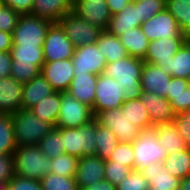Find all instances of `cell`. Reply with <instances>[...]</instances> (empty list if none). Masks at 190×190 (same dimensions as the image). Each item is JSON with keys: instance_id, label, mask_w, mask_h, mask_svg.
<instances>
[{"instance_id": "6da1fadb", "label": "cell", "mask_w": 190, "mask_h": 190, "mask_svg": "<svg viewBox=\"0 0 190 190\" xmlns=\"http://www.w3.org/2000/svg\"><path fill=\"white\" fill-rule=\"evenodd\" d=\"M143 64L142 59L128 55L123 59L107 63L103 74L118 82L125 100L138 99L142 93Z\"/></svg>"}, {"instance_id": "7a4b0ae2", "label": "cell", "mask_w": 190, "mask_h": 190, "mask_svg": "<svg viewBox=\"0 0 190 190\" xmlns=\"http://www.w3.org/2000/svg\"><path fill=\"white\" fill-rule=\"evenodd\" d=\"M11 76L22 84L31 81L41 73L44 64L43 46L13 45Z\"/></svg>"}, {"instance_id": "3957f363", "label": "cell", "mask_w": 190, "mask_h": 190, "mask_svg": "<svg viewBox=\"0 0 190 190\" xmlns=\"http://www.w3.org/2000/svg\"><path fill=\"white\" fill-rule=\"evenodd\" d=\"M13 155L15 173L20 177L40 180L50 173L51 159L38 145H19Z\"/></svg>"}, {"instance_id": "277c9868", "label": "cell", "mask_w": 190, "mask_h": 190, "mask_svg": "<svg viewBox=\"0 0 190 190\" xmlns=\"http://www.w3.org/2000/svg\"><path fill=\"white\" fill-rule=\"evenodd\" d=\"M16 145H38L54 126L38 118L31 109H19L12 114Z\"/></svg>"}, {"instance_id": "5b68a950", "label": "cell", "mask_w": 190, "mask_h": 190, "mask_svg": "<svg viewBox=\"0 0 190 190\" xmlns=\"http://www.w3.org/2000/svg\"><path fill=\"white\" fill-rule=\"evenodd\" d=\"M96 126L97 120L94 118L78 128H62V143L65 153L77 158L95 155L97 151Z\"/></svg>"}, {"instance_id": "8992f818", "label": "cell", "mask_w": 190, "mask_h": 190, "mask_svg": "<svg viewBox=\"0 0 190 190\" xmlns=\"http://www.w3.org/2000/svg\"><path fill=\"white\" fill-rule=\"evenodd\" d=\"M50 20L31 14L20 15L13 30V45L43 46Z\"/></svg>"}, {"instance_id": "52a82bcc", "label": "cell", "mask_w": 190, "mask_h": 190, "mask_svg": "<svg viewBox=\"0 0 190 190\" xmlns=\"http://www.w3.org/2000/svg\"><path fill=\"white\" fill-rule=\"evenodd\" d=\"M134 169L141 170L150 164L163 163L167 156L165 149L156 138V129L151 127L141 130L133 142Z\"/></svg>"}, {"instance_id": "ba28073f", "label": "cell", "mask_w": 190, "mask_h": 190, "mask_svg": "<svg viewBox=\"0 0 190 190\" xmlns=\"http://www.w3.org/2000/svg\"><path fill=\"white\" fill-rule=\"evenodd\" d=\"M57 23L75 48L96 43L103 31L100 27L84 20L73 10L63 16Z\"/></svg>"}, {"instance_id": "9c48e42d", "label": "cell", "mask_w": 190, "mask_h": 190, "mask_svg": "<svg viewBox=\"0 0 190 190\" xmlns=\"http://www.w3.org/2000/svg\"><path fill=\"white\" fill-rule=\"evenodd\" d=\"M56 128H78L94 119L92 107L61 92V105Z\"/></svg>"}, {"instance_id": "30bf717a", "label": "cell", "mask_w": 190, "mask_h": 190, "mask_svg": "<svg viewBox=\"0 0 190 190\" xmlns=\"http://www.w3.org/2000/svg\"><path fill=\"white\" fill-rule=\"evenodd\" d=\"M94 118L98 124L110 129L119 142L133 143L141 133V129L122 112L121 107L98 112Z\"/></svg>"}, {"instance_id": "8fae6325", "label": "cell", "mask_w": 190, "mask_h": 190, "mask_svg": "<svg viewBox=\"0 0 190 190\" xmlns=\"http://www.w3.org/2000/svg\"><path fill=\"white\" fill-rule=\"evenodd\" d=\"M124 101L123 91H121L118 82L103 73L98 75L92 108L94 116L101 111L119 108Z\"/></svg>"}, {"instance_id": "7c38bea8", "label": "cell", "mask_w": 190, "mask_h": 190, "mask_svg": "<svg viewBox=\"0 0 190 190\" xmlns=\"http://www.w3.org/2000/svg\"><path fill=\"white\" fill-rule=\"evenodd\" d=\"M74 50L73 43L65 35L61 26L58 23H53L47 31L43 44L44 61L52 62L71 59Z\"/></svg>"}, {"instance_id": "4fadbf2b", "label": "cell", "mask_w": 190, "mask_h": 190, "mask_svg": "<svg viewBox=\"0 0 190 190\" xmlns=\"http://www.w3.org/2000/svg\"><path fill=\"white\" fill-rule=\"evenodd\" d=\"M149 41L169 37H188L178 27L175 18L165 8L140 25Z\"/></svg>"}, {"instance_id": "5bb4252c", "label": "cell", "mask_w": 190, "mask_h": 190, "mask_svg": "<svg viewBox=\"0 0 190 190\" xmlns=\"http://www.w3.org/2000/svg\"><path fill=\"white\" fill-rule=\"evenodd\" d=\"M74 73L100 75L104 72L107 61L97 47V43L75 48L71 58Z\"/></svg>"}, {"instance_id": "9a60e30c", "label": "cell", "mask_w": 190, "mask_h": 190, "mask_svg": "<svg viewBox=\"0 0 190 190\" xmlns=\"http://www.w3.org/2000/svg\"><path fill=\"white\" fill-rule=\"evenodd\" d=\"M189 37H169L151 41L143 59L155 66H166L171 56H174Z\"/></svg>"}, {"instance_id": "2e32d148", "label": "cell", "mask_w": 190, "mask_h": 190, "mask_svg": "<svg viewBox=\"0 0 190 190\" xmlns=\"http://www.w3.org/2000/svg\"><path fill=\"white\" fill-rule=\"evenodd\" d=\"M71 59L44 62L41 73L55 91L66 92L74 77Z\"/></svg>"}, {"instance_id": "e0dca14e", "label": "cell", "mask_w": 190, "mask_h": 190, "mask_svg": "<svg viewBox=\"0 0 190 190\" xmlns=\"http://www.w3.org/2000/svg\"><path fill=\"white\" fill-rule=\"evenodd\" d=\"M105 160L96 155H87L79 158L76 172V183L79 190L92 186L95 182L104 180Z\"/></svg>"}, {"instance_id": "ac0fdd59", "label": "cell", "mask_w": 190, "mask_h": 190, "mask_svg": "<svg viewBox=\"0 0 190 190\" xmlns=\"http://www.w3.org/2000/svg\"><path fill=\"white\" fill-rule=\"evenodd\" d=\"M73 11L103 30L107 29L111 18L106 0H78L73 5Z\"/></svg>"}, {"instance_id": "d6986e66", "label": "cell", "mask_w": 190, "mask_h": 190, "mask_svg": "<svg viewBox=\"0 0 190 190\" xmlns=\"http://www.w3.org/2000/svg\"><path fill=\"white\" fill-rule=\"evenodd\" d=\"M140 100L148 110L153 126L171 123L176 118L177 114L167 98L142 91Z\"/></svg>"}, {"instance_id": "ffe728a7", "label": "cell", "mask_w": 190, "mask_h": 190, "mask_svg": "<svg viewBox=\"0 0 190 190\" xmlns=\"http://www.w3.org/2000/svg\"><path fill=\"white\" fill-rule=\"evenodd\" d=\"M23 84L13 76L0 79V114H14L22 108Z\"/></svg>"}, {"instance_id": "44dd1931", "label": "cell", "mask_w": 190, "mask_h": 190, "mask_svg": "<svg viewBox=\"0 0 190 190\" xmlns=\"http://www.w3.org/2000/svg\"><path fill=\"white\" fill-rule=\"evenodd\" d=\"M171 77L161 67L144 62L141 75L142 91L167 98Z\"/></svg>"}, {"instance_id": "7402d4cb", "label": "cell", "mask_w": 190, "mask_h": 190, "mask_svg": "<svg viewBox=\"0 0 190 190\" xmlns=\"http://www.w3.org/2000/svg\"><path fill=\"white\" fill-rule=\"evenodd\" d=\"M141 24L139 0H132L122 11L111 15L106 30L119 37L129 29L140 27Z\"/></svg>"}, {"instance_id": "603a6c76", "label": "cell", "mask_w": 190, "mask_h": 190, "mask_svg": "<svg viewBox=\"0 0 190 190\" xmlns=\"http://www.w3.org/2000/svg\"><path fill=\"white\" fill-rule=\"evenodd\" d=\"M140 172L149 181V190H179L181 179L172 176L163 163L150 164Z\"/></svg>"}, {"instance_id": "cb8c5ba5", "label": "cell", "mask_w": 190, "mask_h": 190, "mask_svg": "<svg viewBox=\"0 0 190 190\" xmlns=\"http://www.w3.org/2000/svg\"><path fill=\"white\" fill-rule=\"evenodd\" d=\"M97 78L98 75L95 74L74 73V77L66 92L78 101L93 108Z\"/></svg>"}, {"instance_id": "d4e9b609", "label": "cell", "mask_w": 190, "mask_h": 190, "mask_svg": "<svg viewBox=\"0 0 190 190\" xmlns=\"http://www.w3.org/2000/svg\"><path fill=\"white\" fill-rule=\"evenodd\" d=\"M55 90L46 80L42 73L31 81L23 84L22 108L31 109L45 97L53 94Z\"/></svg>"}, {"instance_id": "484cf974", "label": "cell", "mask_w": 190, "mask_h": 190, "mask_svg": "<svg viewBox=\"0 0 190 190\" xmlns=\"http://www.w3.org/2000/svg\"><path fill=\"white\" fill-rule=\"evenodd\" d=\"M72 10L73 5L69 0H34L31 15L57 23Z\"/></svg>"}, {"instance_id": "4316f807", "label": "cell", "mask_w": 190, "mask_h": 190, "mask_svg": "<svg viewBox=\"0 0 190 190\" xmlns=\"http://www.w3.org/2000/svg\"><path fill=\"white\" fill-rule=\"evenodd\" d=\"M167 99L176 114H182L190 109L189 79L171 77Z\"/></svg>"}, {"instance_id": "83f0119b", "label": "cell", "mask_w": 190, "mask_h": 190, "mask_svg": "<svg viewBox=\"0 0 190 190\" xmlns=\"http://www.w3.org/2000/svg\"><path fill=\"white\" fill-rule=\"evenodd\" d=\"M156 129V138L161 146L165 149L167 155L181 152L188 148L182 135L177 131L173 122L158 124Z\"/></svg>"}, {"instance_id": "f1b7e54d", "label": "cell", "mask_w": 190, "mask_h": 190, "mask_svg": "<svg viewBox=\"0 0 190 190\" xmlns=\"http://www.w3.org/2000/svg\"><path fill=\"white\" fill-rule=\"evenodd\" d=\"M168 75L189 79L190 77V38L181 46L166 66H159Z\"/></svg>"}, {"instance_id": "f546056e", "label": "cell", "mask_w": 190, "mask_h": 190, "mask_svg": "<svg viewBox=\"0 0 190 190\" xmlns=\"http://www.w3.org/2000/svg\"><path fill=\"white\" fill-rule=\"evenodd\" d=\"M99 51L103 53L107 63L127 57L129 54L118 36L103 30L96 41Z\"/></svg>"}, {"instance_id": "4dcf8cb0", "label": "cell", "mask_w": 190, "mask_h": 190, "mask_svg": "<svg viewBox=\"0 0 190 190\" xmlns=\"http://www.w3.org/2000/svg\"><path fill=\"white\" fill-rule=\"evenodd\" d=\"M119 39L130 56L144 59L150 41L143 34L140 27L129 29V31L120 35Z\"/></svg>"}, {"instance_id": "1f68e13d", "label": "cell", "mask_w": 190, "mask_h": 190, "mask_svg": "<svg viewBox=\"0 0 190 190\" xmlns=\"http://www.w3.org/2000/svg\"><path fill=\"white\" fill-rule=\"evenodd\" d=\"M61 105V92L55 91L31 108L34 115L41 120L50 122L54 127L58 119Z\"/></svg>"}, {"instance_id": "d6a6232c", "label": "cell", "mask_w": 190, "mask_h": 190, "mask_svg": "<svg viewBox=\"0 0 190 190\" xmlns=\"http://www.w3.org/2000/svg\"><path fill=\"white\" fill-rule=\"evenodd\" d=\"M121 110L131 121L134 122V125L138 126L141 130L154 127L148 110L141 102L140 98L125 100L121 105Z\"/></svg>"}, {"instance_id": "836d02e7", "label": "cell", "mask_w": 190, "mask_h": 190, "mask_svg": "<svg viewBox=\"0 0 190 190\" xmlns=\"http://www.w3.org/2000/svg\"><path fill=\"white\" fill-rule=\"evenodd\" d=\"M163 164L165 169L178 179L190 176V148L167 155Z\"/></svg>"}, {"instance_id": "e575fe53", "label": "cell", "mask_w": 190, "mask_h": 190, "mask_svg": "<svg viewBox=\"0 0 190 190\" xmlns=\"http://www.w3.org/2000/svg\"><path fill=\"white\" fill-rule=\"evenodd\" d=\"M165 8L175 18L179 29L190 38V2L166 0Z\"/></svg>"}, {"instance_id": "d590c367", "label": "cell", "mask_w": 190, "mask_h": 190, "mask_svg": "<svg viewBox=\"0 0 190 190\" xmlns=\"http://www.w3.org/2000/svg\"><path fill=\"white\" fill-rule=\"evenodd\" d=\"M95 141L97 145L96 156H99L101 159H109L115 147L119 143L117 137L113 132L98 124L96 126V136Z\"/></svg>"}, {"instance_id": "8d00e7d4", "label": "cell", "mask_w": 190, "mask_h": 190, "mask_svg": "<svg viewBox=\"0 0 190 190\" xmlns=\"http://www.w3.org/2000/svg\"><path fill=\"white\" fill-rule=\"evenodd\" d=\"M38 147L50 159L57 158L64 154L62 143V128L54 127L38 143Z\"/></svg>"}, {"instance_id": "74e56055", "label": "cell", "mask_w": 190, "mask_h": 190, "mask_svg": "<svg viewBox=\"0 0 190 190\" xmlns=\"http://www.w3.org/2000/svg\"><path fill=\"white\" fill-rule=\"evenodd\" d=\"M16 148L12 114H0V154H12Z\"/></svg>"}, {"instance_id": "f35d334b", "label": "cell", "mask_w": 190, "mask_h": 190, "mask_svg": "<svg viewBox=\"0 0 190 190\" xmlns=\"http://www.w3.org/2000/svg\"><path fill=\"white\" fill-rule=\"evenodd\" d=\"M78 162L79 158L64 153L57 158L51 159L50 173L66 177H75Z\"/></svg>"}, {"instance_id": "ab89813d", "label": "cell", "mask_w": 190, "mask_h": 190, "mask_svg": "<svg viewBox=\"0 0 190 190\" xmlns=\"http://www.w3.org/2000/svg\"><path fill=\"white\" fill-rule=\"evenodd\" d=\"M40 182L43 190H79L75 177L49 173Z\"/></svg>"}, {"instance_id": "60d3db41", "label": "cell", "mask_w": 190, "mask_h": 190, "mask_svg": "<svg viewBox=\"0 0 190 190\" xmlns=\"http://www.w3.org/2000/svg\"><path fill=\"white\" fill-rule=\"evenodd\" d=\"M131 171V167L106 159L104 180H107L111 184L117 186L128 176Z\"/></svg>"}, {"instance_id": "b9f144b4", "label": "cell", "mask_w": 190, "mask_h": 190, "mask_svg": "<svg viewBox=\"0 0 190 190\" xmlns=\"http://www.w3.org/2000/svg\"><path fill=\"white\" fill-rule=\"evenodd\" d=\"M133 143L119 142L108 160L134 169Z\"/></svg>"}, {"instance_id": "7bdbcfd3", "label": "cell", "mask_w": 190, "mask_h": 190, "mask_svg": "<svg viewBox=\"0 0 190 190\" xmlns=\"http://www.w3.org/2000/svg\"><path fill=\"white\" fill-rule=\"evenodd\" d=\"M149 187V181L144 175L139 170L132 169L128 176L116 186V190H148Z\"/></svg>"}, {"instance_id": "ee69618b", "label": "cell", "mask_w": 190, "mask_h": 190, "mask_svg": "<svg viewBox=\"0 0 190 190\" xmlns=\"http://www.w3.org/2000/svg\"><path fill=\"white\" fill-rule=\"evenodd\" d=\"M166 0H139L141 23L165 9Z\"/></svg>"}, {"instance_id": "f6af8a7d", "label": "cell", "mask_w": 190, "mask_h": 190, "mask_svg": "<svg viewBox=\"0 0 190 190\" xmlns=\"http://www.w3.org/2000/svg\"><path fill=\"white\" fill-rule=\"evenodd\" d=\"M20 14L0 2V31L13 33Z\"/></svg>"}, {"instance_id": "bcb514c9", "label": "cell", "mask_w": 190, "mask_h": 190, "mask_svg": "<svg viewBox=\"0 0 190 190\" xmlns=\"http://www.w3.org/2000/svg\"><path fill=\"white\" fill-rule=\"evenodd\" d=\"M15 175L13 153L0 154V184H8Z\"/></svg>"}, {"instance_id": "7dc6e473", "label": "cell", "mask_w": 190, "mask_h": 190, "mask_svg": "<svg viewBox=\"0 0 190 190\" xmlns=\"http://www.w3.org/2000/svg\"><path fill=\"white\" fill-rule=\"evenodd\" d=\"M10 190H43L40 180L15 175L7 184Z\"/></svg>"}, {"instance_id": "c3c4849f", "label": "cell", "mask_w": 190, "mask_h": 190, "mask_svg": "<svg viewBox=\"0 0 190 190\" xmlns=\"http://www.w3.org/2000/svg\"><path fill=\"white\" fill-rule=\"evenodd\" d=\"M172 122L190 148V118H186L183 114H177Z\"/></svg>"}, {"instance_id": "681fc988", "label": "cell", "mask_w": 190, "mask_h": 190, "mask_svg": "<svg viewBox=\"0 0 190 190\" xmlns=\"http://www.w3.org/2000/svg\"><path fill=\"white\" fill-rule=\"evenodd\" d=\"M0 2L12 8L20 15H26L32 13L34 0H1Z\"/></svg>"}, {"instance_id": "f907efd6", "label": "cell", "mask_w": 190, "mask_h": 190, "mask_svg": "<svg viewBox=\"0 0 190 190\" xmlns=\"http://www.w3.org/2000/svg\"><path fill=\"white\" fill-rule=\"evenodd\" d=\"M12 57L10 51L0 52V79L11 76Z\"/></svg>"}, {"instance_id": "816d5d0a", "label": "cell", "mask_w": 190, "mask_h": 190, "mask_svg": "<svg viewBox=\"0 0 190 190\" xmlns=\"http://www.w3.org/2000/svg\"><path fill=\"white\" fill-rule=\"evenodd\" d=\"M13 34L5 31H0V52H7L12 49Z\"/></svg>"}, {"instance_id": "f5cc1de1", "label": "cell", "mask_w": 190, "mask_h": 190, "mask_svg": "<svg viewBox=\"0 0 190 190\" xmlns=\"http://www.w3.org/2000/svg\"><path fill=\"white\" fill-rule=\"evenodd\" d=\"M132 0H106L111 15L122 11Z\"/></svg>"}, {"instance_id": "db71d44e", "label": "cell", "mask_w": 190, "mask_h": 190, "mask_svg": "<svg viewBox=\"0 0 190 190\" xmlns=\"http://www.w3.org/2000/svg\"><path fill=\"white\" fill-rule=\"evenodd\" d=\"M84 190H116V186L107 180H100L92 186H87Z\"/></svg>"}, {"instance_id": "11a10c76", "label": "cell", "mask_w": 190, "mask_h": 190, "mask_svg": "<svg viewBox=\"0 0 190 190\" xmlns=\"http://www.w3.org/2000/svg\"><path fill=\"white\" fill-rule=\"evenodd\" d=\"M179 190H190V176L181 180Z\"/></svg>"}, {"instance_id": "9f6ffc18", "label": "cell", "mask_w": 190, "mask_h": 190, "mask_svg": "<svg viewBox=\"0 0 190 190\" xmlns=\"http://www.w3.org/2000/svg\"><path fill=\"white\" fill-rule=\"evenodd\" d=\"M186 118H190V109L182 113Z\"/></svg>"}, {"instance_id": "6f0895ef", "label": "cell", "mask_w": 190, "mask_h": 190, "mask_svg": "<svg viewBox=\"0 0 190 190\" xmlns=\"http://www.w3.org/2000/svg\"><path fill=\"white\" fill-rule=\"evenodd\" d=\"M8 188L7 184H0V190H6Z\"/></svg>"}, {"instance_id": "680465c9", "label": "cell", "mask_w": 190, "mask_h": 190, "mask_svg": "<svg viewBox=\"0 0 190 190\" xmlns=\"http://www.w3.org/2000/svg\"><path fill=\"white\" fill-rule=\"evenodd\" d=\"M78 0H69V2L74 5Z\"/></svg>"}]
</instances>
